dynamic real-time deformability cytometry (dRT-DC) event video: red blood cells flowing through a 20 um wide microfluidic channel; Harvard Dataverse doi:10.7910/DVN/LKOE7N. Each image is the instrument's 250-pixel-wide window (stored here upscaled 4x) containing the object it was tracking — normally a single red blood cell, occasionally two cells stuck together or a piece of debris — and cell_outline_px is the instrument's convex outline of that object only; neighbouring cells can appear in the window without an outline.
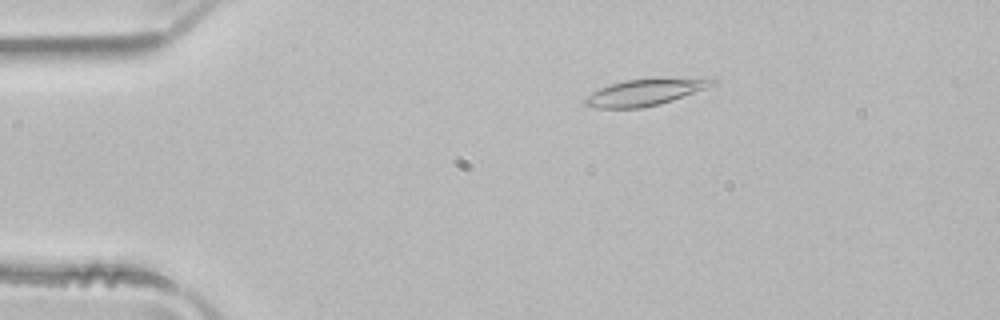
{"species": "common noctule bat (a hibernating species)", "species_latin": "Nyctalus noctula", "temperature_condition": "room temperature", "stored_images_in_passage": 50, "camera_frame_rate_fps": 3000, "um_per_image_px": 0.085, "animal": {"sex": "male", "body_mass_g": 21.5, "forearm_length_mm": 52.0}, "frame": {"image": 1, "passage_image": 9, "time_ms": 2.667, "image_size_px": [1000, 320], "cell_outline_px": [[716, 84], [672, 100], [660, 104], [640, 108], [600, 108], [584, 104], [584, 100], [592, 92], [608, 84], [624, 80], [652, 76], [708, 76], [716, 80]], "centroid_in_image_um": [54.95, 7.76], "position_along_channel_um": 30.0, "area_um2": 20.63}}
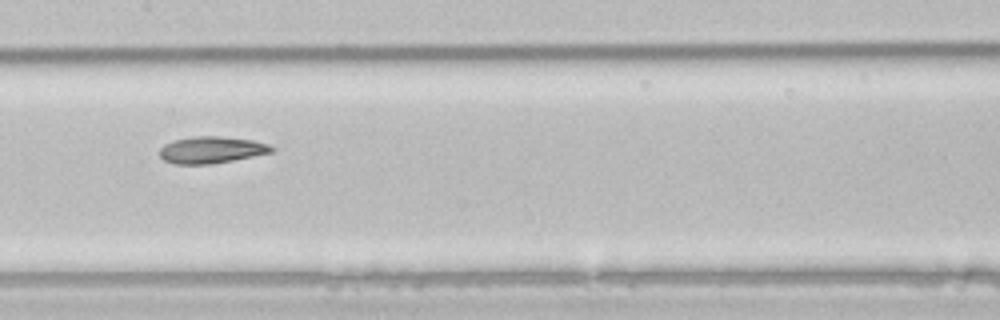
{"frame": {"image": 2, "passage_image": 25, "time_ms": 8.0, "image_size_px": [1000, 320], "cell_outline_px": [[276, 152], [232, 160], [208, 164], [176, 164], [164, 160], [160, 156], [160, 148], [164, 144], [176, 140], [196, 136], [220, 136], [252, 140], [268, 144], [276, 148]], "centroid_in_image_um": [18.02, 12.74], "position_along_channel_um": 189.4, "area_um2": 17.4}}
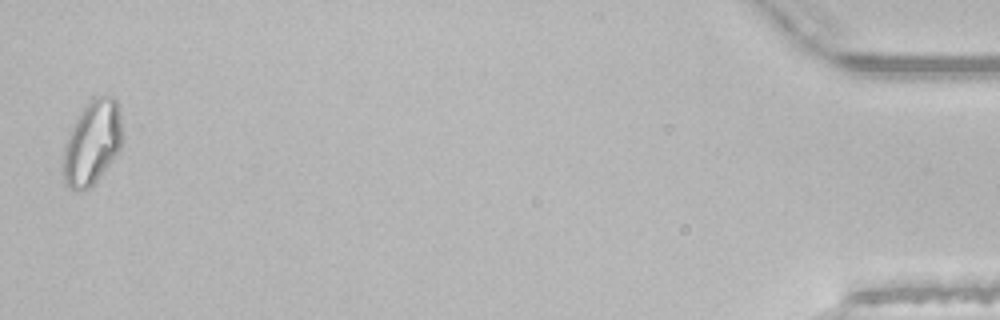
{"frame": {"image": 3, "passage_image": 50, "time_ms": 16.333, "image_size_px": [1000, 320], "cell_outline_px": [[124, 140], [120, 152], [96, 184], [84, 192], [76, 192], [68, 188], [64, 184], [64, 144], [68, 132], [80, 112], [96, 96], [112, 96], [116, 100], [120, 112], [124, 136]], "centroid_in_image_um": [7.87, 12.2], "position_along_channel_um": 427.3, "area_um2": 29.94}, "authors_computed_cell_mechanics": {"area_um2": 19.2474, "velocity_mm_per_s": 3.982, "shape_relaxation_time_tau1_ms": 11.0935, "shape_relaxation_time_tau2_ms": 7.7618, "deformation_change_tau1": 0.2354, "deformation_change_tau2": 0.1684}}